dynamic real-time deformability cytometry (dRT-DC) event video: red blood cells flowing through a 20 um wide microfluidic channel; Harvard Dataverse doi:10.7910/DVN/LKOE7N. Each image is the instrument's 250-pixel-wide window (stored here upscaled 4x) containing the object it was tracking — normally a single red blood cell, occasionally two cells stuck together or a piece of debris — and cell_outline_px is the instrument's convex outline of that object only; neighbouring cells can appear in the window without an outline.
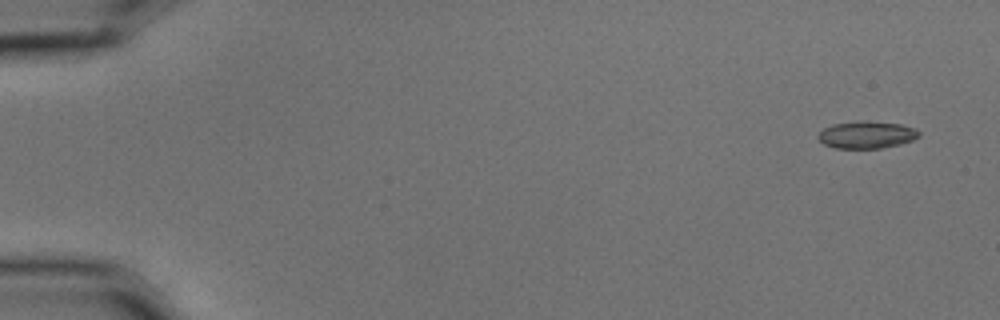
{"species": "common noctule bat (a hibernating species)", "species_latin": "Nyctalus noctula", "temperature_condition": "cold", "stored_images_in_passage": 4, "camera_frame_rate_fps": 3000, "um_per_image_px": 0.085, "animal": {"sex": "male", "body_mass_g": 15.6}, "frame": {"image": 1, "passage_image": 1, "time_ms": 0.0, "image_size_px": [1000, 320], "cell_outline_px": [[920, 136], [912, 140], [900, 144], [880, 148], [836, 148], [824, 144], [816, 136], [824, 128], [832, 124], [900, 124], [916, 128], [920, 132]], "centroid_in_image_um": [73.68, 11.51], "position_along_channel_um": 11.3, "area_um2": 15.03}}
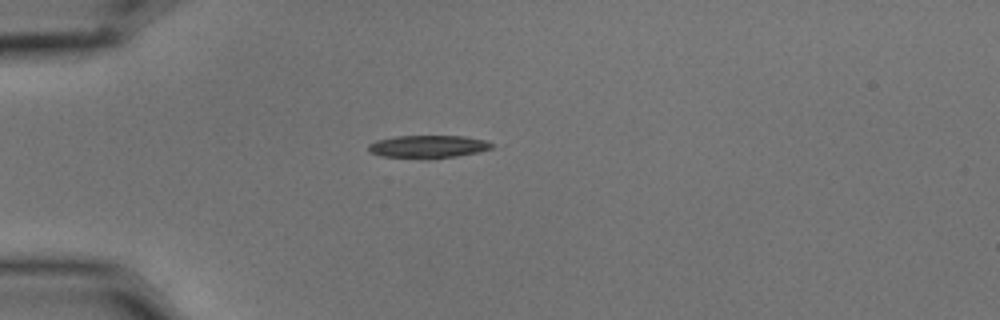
{"frame": {"image": 2, "passage_image": 4, "time_ms": 1.0, "image_size_px": [1000, 320], "cell_outline_px": [[496, 144], [492, 148], [476, 152], [456, 156], [428, 160], [424, 160], [380, 156], [368, 152], [368, 144], [376, 140], [396, 136], [464, 136], [488, 140]], "centroid_in_image_um": [36.37, 12.48], "position_along_channel_um": 48.6, "area_um2": 16.88}}